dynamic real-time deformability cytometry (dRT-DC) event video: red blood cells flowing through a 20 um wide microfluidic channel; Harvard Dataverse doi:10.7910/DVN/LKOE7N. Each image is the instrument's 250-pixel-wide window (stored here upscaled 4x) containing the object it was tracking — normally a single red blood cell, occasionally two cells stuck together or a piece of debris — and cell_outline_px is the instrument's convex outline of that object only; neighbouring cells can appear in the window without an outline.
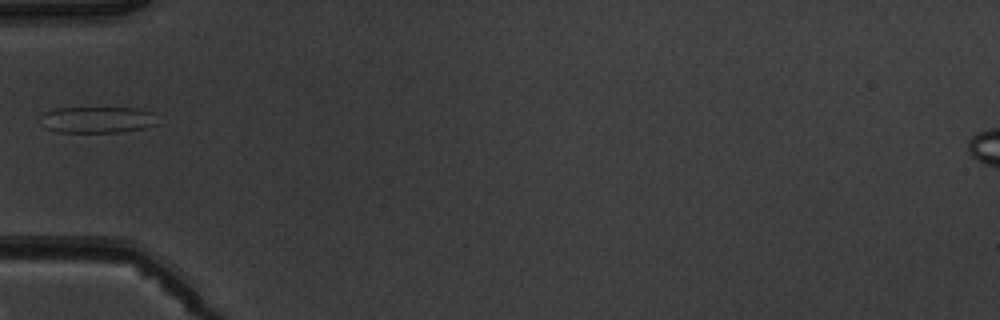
{"species": "common noctule bat (a hibernating species)", "species_latin": "Nyctalus noctula", "temperature_condition": "warm", "stored_images_in_passage": 7, "camera_frame_rate_fps": 3000, "um_per_image_px": 0.085, "animal": {"sex": "male", "body_mass_g": 19.5, "forearm_length_mm": 54.6}, "frame": {"image": 1, "passage_image": 6, "time_ms": 5.667, "image_size_px": [1000, 320], "cell_outline_px": [[156, 124], [144, 128], [120, 132], [56, 132], [44, 128], [40, 116], [44, 112], [56, 108], [140, 108], [156, 112]], "centroid_in_image_um": [8.29, 10.17], "position_along_channel_um": 76.7, "area_um2": 18.21}}
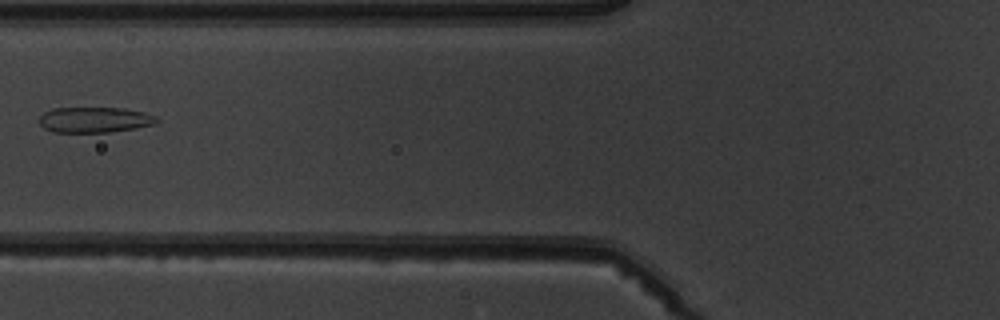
{"frame": {"image": 2, "passage_image": 7, "time_ms": 6.667, "image_size_px": [1000, 320], "cell_outline_px": [[160, 120], [156, 124], [136, 128], [108, 132], [52, 132], [44, 128], [40, 124], [40, 116], [44, 112], [52, 108], [124, 108], [144, 112], [156, 116]], "centroid_in_image_um": [8.07, 10.18], "position_along_channel_um": 117.7, "area_um2": 17.57}}